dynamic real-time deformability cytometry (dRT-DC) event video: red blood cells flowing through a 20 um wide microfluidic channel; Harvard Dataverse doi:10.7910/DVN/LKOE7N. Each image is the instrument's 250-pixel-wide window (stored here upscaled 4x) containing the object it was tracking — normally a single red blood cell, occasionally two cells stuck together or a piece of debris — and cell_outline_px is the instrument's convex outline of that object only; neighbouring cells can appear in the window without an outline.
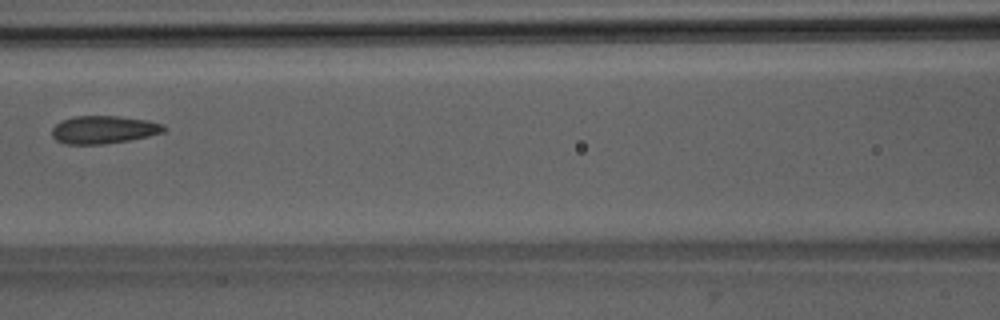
{"species": "Egyptian fruit bat (a non-hibernating species)", "species_latin": "Rousettus aegyptiacus", "temperature_condition": "room temperature", "stored_images_in_passage": 5, "camera_frame_rate_fps": 3000, "um_per_image_px": 0.085, "animal": {"sex": "male"}, "frame": {"image": 1, "passage_image": 4, "time_ms": 3.667, "image_size_px": [1000, 320], "cell_outline_px": [[168, 128], [164, 132], [148, 136], [128, 140], [104, 144], [64, 144], [56, 140], [52, 136], [52, 128], [60, 120], [72, 116], [116, 116], [148, 120], [164, 124]], "centroid_in_image_um": [8.8, 11.01], "position_along_channel_um": 157.8, "area_um2": 18.32}}